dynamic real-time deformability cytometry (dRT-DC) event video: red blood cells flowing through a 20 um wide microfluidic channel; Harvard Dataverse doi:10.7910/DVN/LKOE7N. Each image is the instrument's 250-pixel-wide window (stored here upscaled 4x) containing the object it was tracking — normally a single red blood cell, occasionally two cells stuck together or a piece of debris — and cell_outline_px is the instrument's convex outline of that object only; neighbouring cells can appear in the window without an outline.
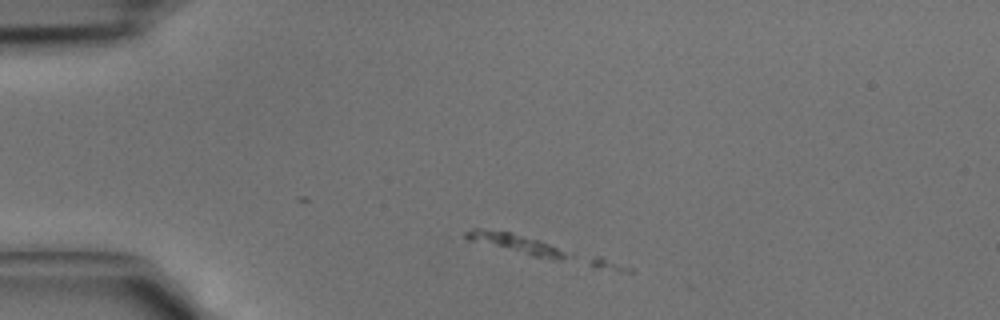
{"species": "common noctule bat (a hibernating species)", "species_latin": "Nyctalus noctula", "temperature_condition": "cold", "stored_images_in_passage": 4, "camera_frame_rate_fps": 3000, "um_per_image_px": 0.085, "animal": {"sex": "male", "body_mass_g": 15.6}, "frame": {"image": 1, "passage_image": 3, "time_ms": 0.667, "image_size_px": [1000, 320], "cell_outline_px": [[632, 272], [620, 272], [548, 260], [468, 240], [464, 236], [464, 232], [472, 228], [480, 228], [512, 232], [600, 256], [632, 268]], "centroid_in_image_um": [46.05, 21.18], "position_along_channel_um": 39.0, "area_um2": 17.98}}